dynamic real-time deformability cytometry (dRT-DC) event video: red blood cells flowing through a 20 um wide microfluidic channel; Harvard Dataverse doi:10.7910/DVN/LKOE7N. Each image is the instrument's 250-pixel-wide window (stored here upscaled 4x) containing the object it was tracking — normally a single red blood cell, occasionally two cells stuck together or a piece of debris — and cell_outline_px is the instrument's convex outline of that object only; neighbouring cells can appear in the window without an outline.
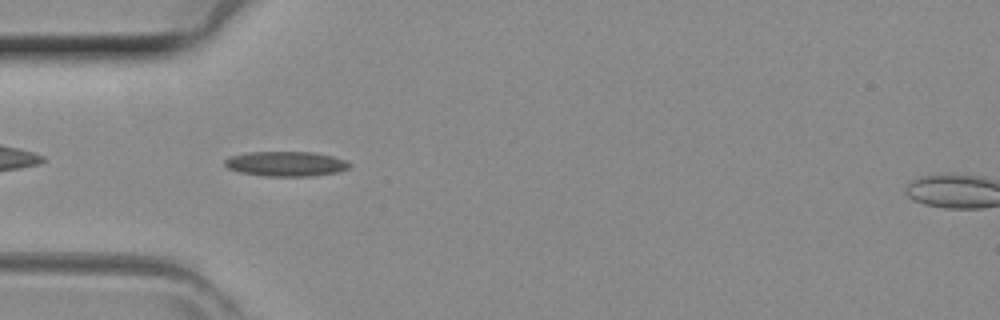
{"species": "common noctule bat (a hibernating species)", "species_latin": "Nyctalus noctula", "temperature_condition": "room temperature", "stored_images_in_passage": 29, "camera_frame_rate_fps": 3000, "um_per_image_px": 0.085, "animal": {"sex": "female", "body_mass_g": 29.2, "forearm_length_mm": 56.3}, "frame": {"image": 1, "passage_image": 2, "time_ms": 0.333, "image_size_px": [1000, 320], "cell_outline_px": [[352, 164], [348, 168], [336, 172], [312, 176], [264, 176], [240, 172], [228, 168], [224, 164], [224, 160], [228, 156], [248, 152], [316, 152], [332, 156], [344, 160]], "centroid_in_image_um": [24.27, 13.92], "position_along_channel_um": 60.7, "area_um2": 18.09}}
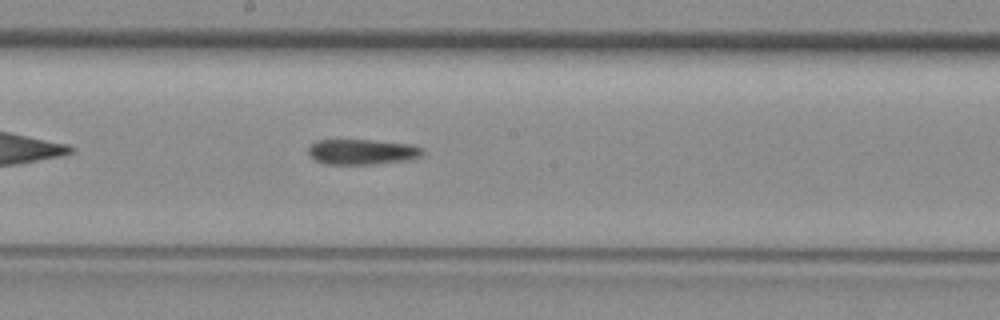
{"frame": {"image": 2, "passage_image": 12, "time_ms": 3.667, "image_size_px": [1000, 320], "cell_outline_px": [[424, 152], [420, 156], [408, 160], [372, 164], [328, 164], [316, 160], [308, 152], [308, 148], [316, 140], [372, 140], [408, 144], [424, 148]], "centroid_in_image_um": [30.79, 12.9], "position_along_channel_um": 217.4, "area_um2": 16.7}}
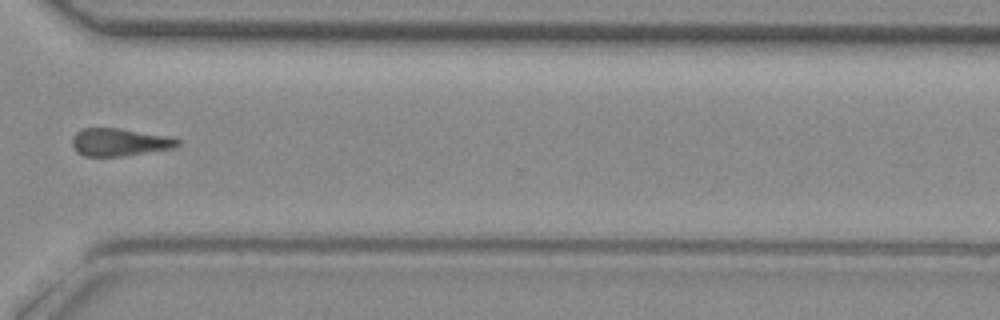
{"frame": {"image": 3, "passage_image": 21, "time_ms": 6.667, "image_size_px": [1000, 320], "cell_outline_px": [[180, 144], [176, 148], [124, 156], [84, 156], [76, 152], [72, 144], [72, 136], [76, 132], [84, 128], [120, 128], [168, 136], [180, 140]], "centroid_in_image_um": [10.16, 12.09], "position_along_channel_um": 360.4, "area_um2": 17.17}}